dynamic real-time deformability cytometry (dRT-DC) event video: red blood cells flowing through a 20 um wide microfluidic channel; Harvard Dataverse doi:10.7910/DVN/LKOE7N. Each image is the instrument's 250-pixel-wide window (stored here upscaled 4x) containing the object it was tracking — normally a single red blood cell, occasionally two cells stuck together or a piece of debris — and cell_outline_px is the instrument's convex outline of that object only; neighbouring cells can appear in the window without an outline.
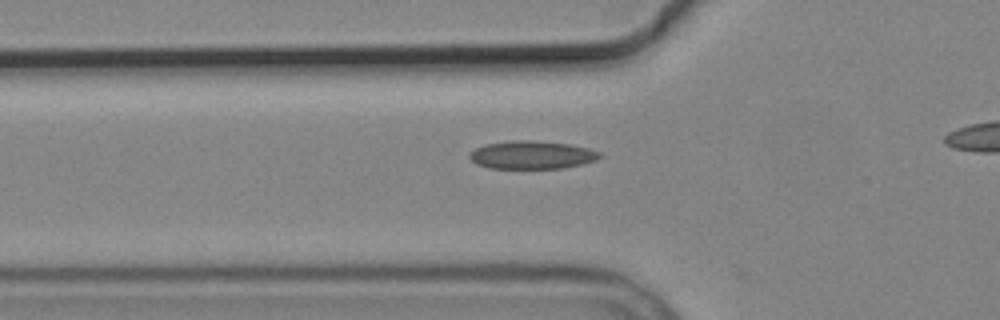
{"species": "common noctule bat (a hibernating species)", "species_latin": "Nyctalus noctula", "temperature_condition": "cold", "stored_images_in_passage": 5, "camera_frame_rate_fps": 3000, "um_per_image_px": 0.085, "animal": {"sex": "male", "body_mass_g": 19.2, "forearm_length_mm": 51.8}, "frame": {"image": 1, "passage_image": 3, "time_ms": 2.333, "image_size_px": [1000, 320], "cell_outline_px": [[604, 156], [596, 160], [584, 164], [564, 168], [488, 168], [476, 164], [468, 156], [468, 152], [484, 144], [512, 140], [532, 140], [572, 144], [588, 148], [600, 152]], "centroid_in_image_um": [45.22, 13.16], "position_along_channel_um": 80.6, "area_um2": 21.62}}